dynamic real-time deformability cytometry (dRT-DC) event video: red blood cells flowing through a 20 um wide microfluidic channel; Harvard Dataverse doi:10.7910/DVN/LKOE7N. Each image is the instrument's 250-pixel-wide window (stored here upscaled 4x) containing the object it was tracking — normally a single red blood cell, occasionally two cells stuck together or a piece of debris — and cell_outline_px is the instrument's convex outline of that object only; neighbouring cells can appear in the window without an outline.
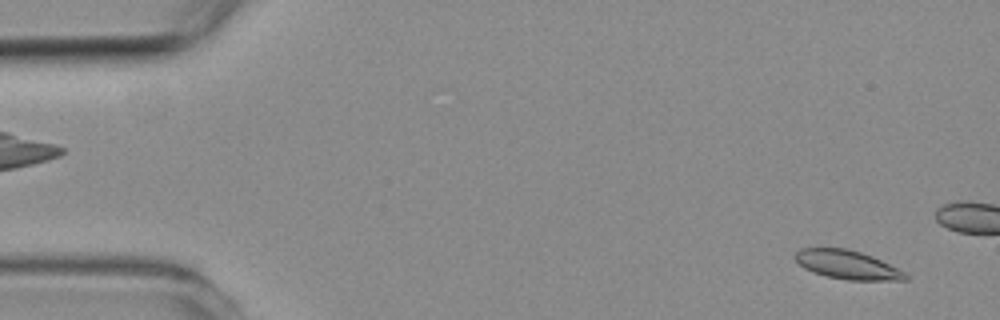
{"species": "common noctule bat (a hibernating species)", "species_latin": "Nyctalus noctula", "temperature_condition": "room temperature", "stored_images_in_passage": 4, "camera_frame_rate_fps": 3000, "um_per_image_px": 0.085, "animal": {"sex": "female", "body_mass_g": 19.3, "forearm_length_mm": 54.1}, "frame": {"image": 1, "passage_image": 1, "time_ms": 0.0, "image_size_px": [1000, 320], "cell_outline_px": [[908, 280], [848, 280], [824, 276], [812, 272], [804, 268], [792, 256], [800, 248], [848, 248], [872, 256], [904, 272], [908, 276]], "centroid_in_image_um": [71.98, 22.5], "position_along_channel_um": 13.0, "area_um2": 18.44}}